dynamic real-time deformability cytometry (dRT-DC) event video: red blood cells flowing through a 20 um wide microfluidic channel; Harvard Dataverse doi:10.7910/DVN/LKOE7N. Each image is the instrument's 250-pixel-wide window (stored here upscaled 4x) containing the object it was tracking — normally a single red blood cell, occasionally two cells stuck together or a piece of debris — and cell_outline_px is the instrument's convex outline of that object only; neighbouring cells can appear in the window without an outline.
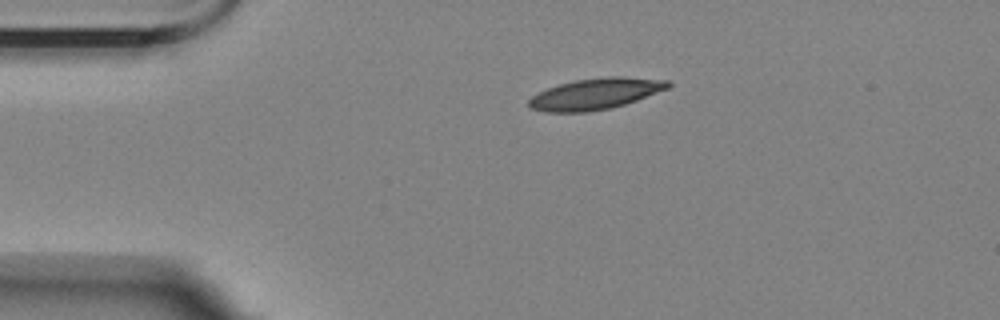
{"species": "Egyptian fruit bat (a non-hibernating species)", "species_latin": "Rousettus aegyptiacus", "temperature_condition": "room temperature", "stored_images_in_passage": 2, "camera_frame_rate_fps": 3000, "um_per_image_px": 0.085, "animal": {"sex": "female"}, "frame": {"image": 1, "passage_image": 1, "time_ms": 0.0, "image_size_px": [1000, 320], "cell_outline_px": [[672, 84], [668, 88], [636, 100], [624, 104], [608, 108], [588, 112], [544, 112], [528, 108], [528, 100], [532, 96], [548, 88], [560, 84], [576, 80], [608, 76], [624, 76], [672, 80]], "centroid_in_image_um": [50.62, 7.97], "position_along_channel_um": 34.4, "area_um2": 25.26}}